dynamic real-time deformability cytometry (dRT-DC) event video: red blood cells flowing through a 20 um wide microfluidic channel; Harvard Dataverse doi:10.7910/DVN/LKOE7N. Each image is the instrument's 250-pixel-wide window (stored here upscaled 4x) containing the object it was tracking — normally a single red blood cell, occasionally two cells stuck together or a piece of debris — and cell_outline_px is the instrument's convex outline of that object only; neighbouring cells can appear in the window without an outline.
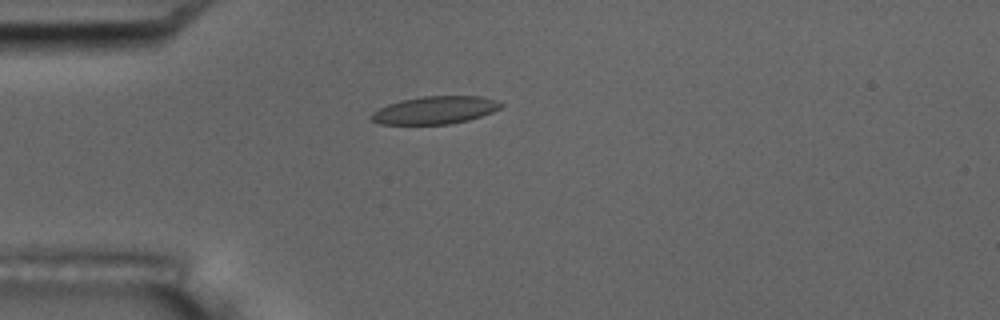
{"species": "common noctule bat (a hibernating species)", "species_latin": "Nyctalus noctula", "temperature_condition": "room temperature", "stored_images_in_passage": 13, "camera_frame_rate_fps": 3000, "um_per_image_px": 0.085, "animal": {"sex": "male", "body_mass_g": 17.5, "forearm_length_mm": 52.3}, "frame": {"image": 1, "passage_image": 1, "time_ms": 0.0, "image_size_px": [1000, 320], "cell_outline_px": [[504, 104], [500, 108], [492, 112], [468, 120], [448, 124], [380, 124], [372, 120], [368, 116], [372, 112], [388, 104], [400, 100], [424, 96], [484, 96], [496, 100]], "centroid_in_image_um": [36.97, 9.35], "position_along_channel_um": 48.0, "area_um2": 20.92}, "authors_computed_cell_mechanics": {"area_um2": 20.9236, "velocity_mm_per_s": 3.5437, "shape_relaxation_time_tau1_ms": 6.5182, "shape_relaxation_time_tau2_ms": 1.562, "deformation_change_tau1": 0.15, "deformation_change_tau2": 0.0379}}